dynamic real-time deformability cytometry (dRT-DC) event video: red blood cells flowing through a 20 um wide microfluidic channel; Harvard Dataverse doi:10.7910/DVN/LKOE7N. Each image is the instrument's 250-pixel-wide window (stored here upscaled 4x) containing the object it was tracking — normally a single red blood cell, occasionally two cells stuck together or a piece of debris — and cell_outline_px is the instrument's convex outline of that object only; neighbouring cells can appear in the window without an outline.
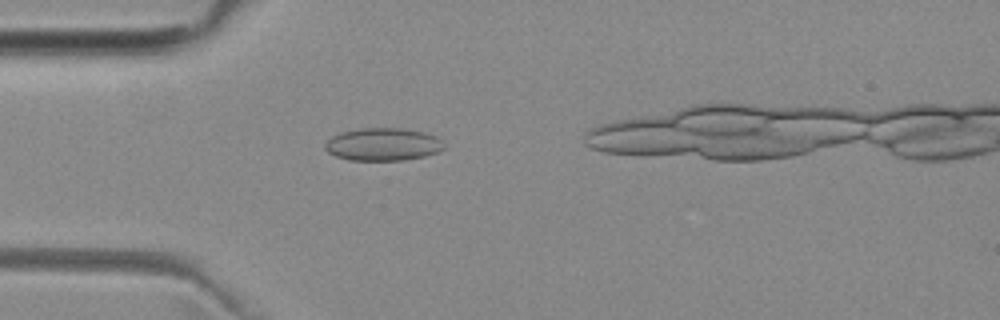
{"species": "common noctule bat (a hibernating species)", "species_latin": "Nyctalus noctula", "temperature_condition": "room temperature", "stored_images_in_passage": 33, "camera_frame_rate_fps": 3000, "um_per_image_px": 0.085, "animal": {"sex": "female", "body_mass_g": 29.2, "forearm_length_mm": 56.3}, "frame": {"image": 1, "passage_image": 6, "time_ms": 1.667, "image_size_px": [1000, 320], "cell_outline_px": [[444, 148], [436, 152], [424, 156], [400, 160], [348, 160], [336, 156], [328, 152], [324, 148], [324, 144], [332, 136], [340, 132], [360, 128], [400, 128], [424, 132], [436, 136], [444, 144]], "centroid_in_image_um": [32.52, 12.26], "position_along_channel_um": 52.5, "area_um2": 22.6}}
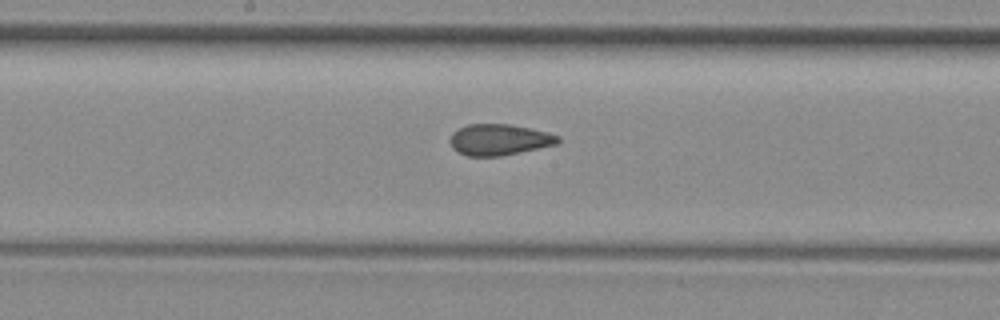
{"frame": {"image": 2, "passage_image": 18, "time_ms": 5.667, "image_size_px": [1000, 320], "cell_outline_px": [[560, 140], [556, 144], [520, 152], [500, 156], [468, 156], [456, 152], [452, 148], [452, 132], [468, 124], [512, 124], [548, 132], [560, 136]], "centroid_in_image_um": [42.44, 11.87], "position_along_channel_um": 205.8, "area_um2": 19.48}}
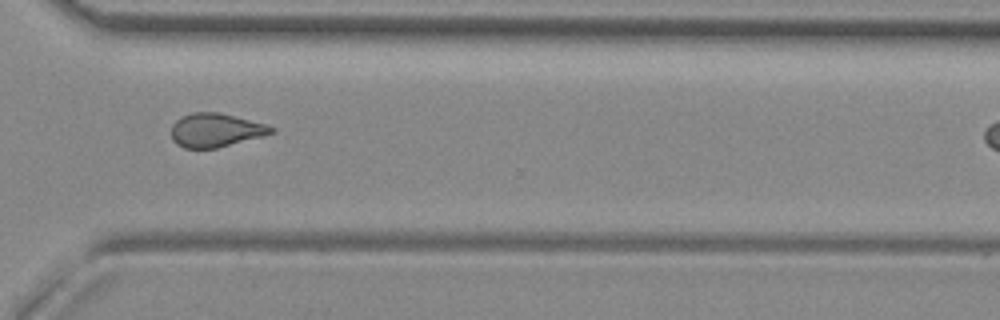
{"frame": {"image": 3, "passage_image": 29, "time_ms": 9.333, "image_size_px": [1000, 320], "cell_outline_px": [[276, 132], [264, 136], [216, 148], [184, 148], [176, 144], [172, 140], [172, 124], [180, 116], [192, 112], [220, 112], [264, 124], [276, 128]], "centroid_in_image_um": [18.32, 11.06], "position_along_channel_um": 352.3, "area_um2": 19.71}}